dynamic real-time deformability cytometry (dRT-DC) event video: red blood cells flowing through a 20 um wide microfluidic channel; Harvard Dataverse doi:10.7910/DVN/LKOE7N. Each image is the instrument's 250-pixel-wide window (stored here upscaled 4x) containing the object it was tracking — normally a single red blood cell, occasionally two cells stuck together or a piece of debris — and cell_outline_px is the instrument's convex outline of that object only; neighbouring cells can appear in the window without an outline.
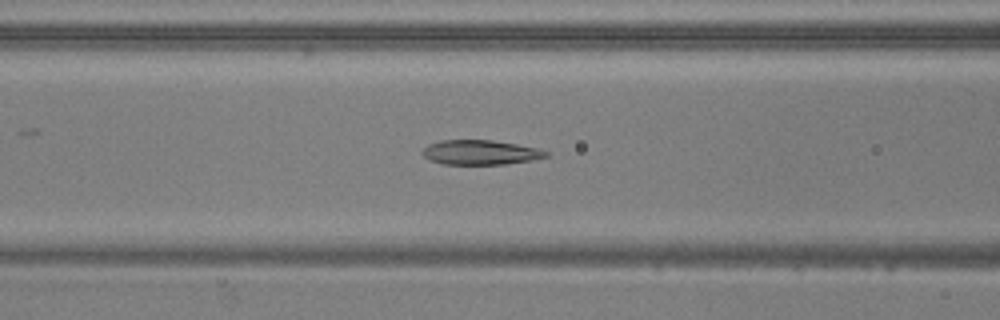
{"species": "common noctule bat (a hibernating species)", "species_latin": "Nyctalus noctula", "temperature_condition": "warm", "stored_images_in_passage": 50, "camera_frame_rate_fps": 3000, "um_per_image_px": 0.085, "animal": {"sex": "male", "body_mass_g": 20.5, "forearm_length_mm": 52.5}, "frame": {"image": 1, "passage_image": 21, "time_ms": 6.667, "image_size_px": [1000, 320], "cell_outline_px": [[548, 156], [532, 160], [504, 164], [444, 164], [428, 160], [420, 152], [428, 144], [440, 140], [492, 140], [540, 148], [548, 152]], "centroid_in_image_um": [40.81, 12.95], "position_along_channel_um": 125.8, "area_um2": 17.8}}
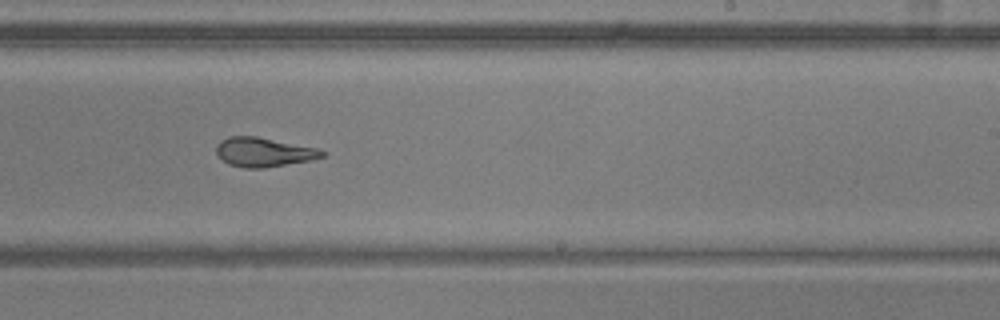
{"frame": {"image": 2, "passage_image": 32, "time_ms": 10.333, "image_size_px": [1000, 320], "cell_outline_px": [[328, 156], [312, 160], [264, 168], [244, 168], [228, 164], [216, 152], [216, 144], [220, 140], [228, 136], [256, 136], [320, 148], [328, 152]], "centroid_in_image_um": [22.49, 12.92], "position_along_channel_um": 266.5, "area_um2": 18.38}}
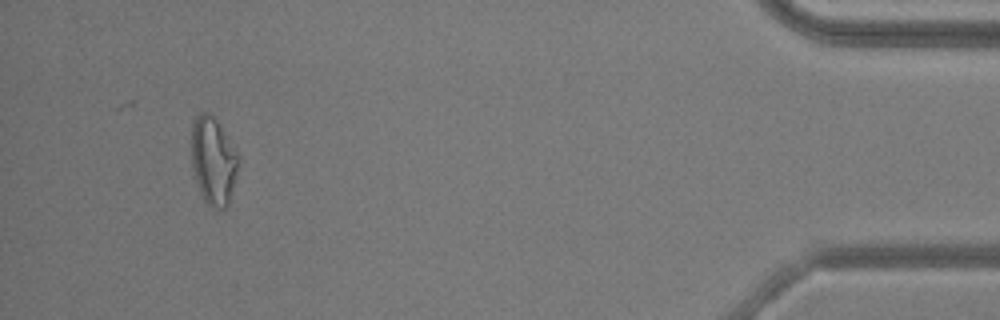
{"frame": {"image": 3, "passage_image": 49, "time_ms": 16.0, "image_size_px": [1000, 320], "cell_outline_px": [[236, 172], [228, 204], [224, 212], [212, 208], [204, 200], [200, 192], [196, 180], [192, 164], [192, 124], [196, 116], [200, 112], [208, 112], [216, 120], [232, 148], [236, 156]], "centroid_in_image_um": [18.08, 13.72], "position_along_channel_um": 417.1, "area_um2": 23.06}}